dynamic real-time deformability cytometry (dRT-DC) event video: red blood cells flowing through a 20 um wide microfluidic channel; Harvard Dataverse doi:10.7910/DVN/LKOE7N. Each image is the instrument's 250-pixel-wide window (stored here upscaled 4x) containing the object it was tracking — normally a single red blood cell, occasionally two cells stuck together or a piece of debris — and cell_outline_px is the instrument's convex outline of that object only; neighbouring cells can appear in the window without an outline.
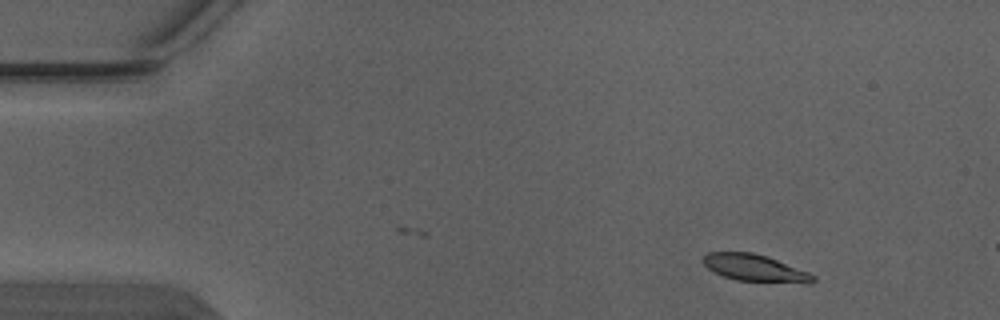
{"species": "Egyptian fruit bat (a non-hibernating species)", "species_latin": "Rousettus aegyptiacus", "temperature_condition": "warm", "stored_images_in_passage": 3, "camera_frame_rate_fps": 3000, "um_per_image_px": 0.085, "animal": {"sex": "male"}, "frame": {"image": 1, "passage_image": 1, "time_ms": 0.0, "image_size_px": [1000, 320], "cell_outline_px": [[816, 280], [812, 284], [808, 284], [736, 280], [724, 276], [708, 268], [700, 260], [708, 252], [752, 252], [768, 256], [808, 272], [816, 276]], "centroid_in_image_um": [64.21, 22.79], "position_along_channel_um": 20.8, "area_um2": 17.46}}